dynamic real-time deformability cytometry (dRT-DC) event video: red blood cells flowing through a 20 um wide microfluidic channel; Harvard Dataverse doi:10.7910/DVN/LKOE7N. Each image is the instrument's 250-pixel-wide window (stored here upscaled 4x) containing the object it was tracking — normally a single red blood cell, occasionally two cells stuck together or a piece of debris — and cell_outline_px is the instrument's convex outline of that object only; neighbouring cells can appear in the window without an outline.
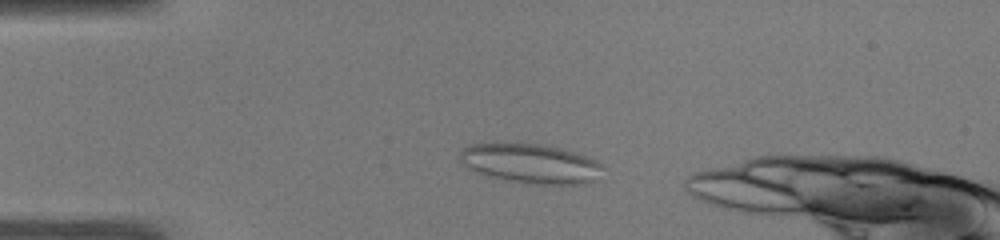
{"species": "common noctule bat (a hibernating species)", "species_latin": "Nyctalus noctula", "temperature_condition": "warm", "stored_images_in_passage": 38, "camera_frame_rate_fps": 3000, "um_per_image_px": 0.085, "animal": {"sex": "male", "body_mass_g": 19.0, "forearm_length_mm": 50.8}, "frame": {"image": 1, "passage_image": 5, "time_ms": 1.333, "image_size_px": [1000, 240], "cell_outline_px": [[604, 180], [580, 184], [532, 184], [484, 176], [472, 172], [460, 164], [460, 152], [468, 144], [540, 144], [560, 148], [596, 160], [600, 164]], "centroid_in_image_um": [45.1, 13.93], "position_along_channel_um": 39.9, "area_um2": 33.18}}
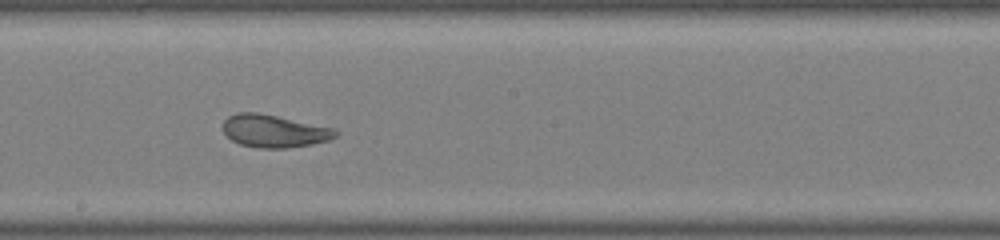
{"frame": {"image": 2, "passage_image": 21, "time_ms": 6.667, "image_size_px": [1000, 240], "cell_outline_px": [[340, 132], [336, 136], [328, 140], [312, 144], [288, 148], [256, 148], [240, 144], [232, 140], [224, 132], [224, 120], [228, 116], [236, 112], [256, 112], [276, 116], [332, 128]], "centroid_in_image_um": [23.28, 11.14], "position_along_channel_um": 224.9, "area_um2": 21.21}}
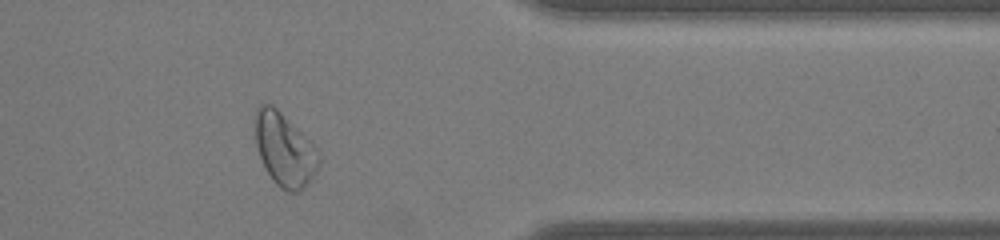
{"frame": {"image": 3, "passage_image": 34, "time_ms": 11.0, "image_size_px": [1000, 240], "cell_outline_px": [[320, 160], [316, 172], [304, 188], [296, 192], [288, 192], [280, 188], [272, 180], [260, 156], [256, 144], [256, 108], [260, 104], [272, 104], [316, 148]], "centroid_in_image_um": [24.18, 12.75], "position_along_channel_um": 387.2, "area_um2": 26.41}, "authors_computed_cell_mechanics": {"area_um2": 23.0911, "velocity_mm_per_s": 4.0635, "shape_relaxation_time_tau1_ms": null, "shape_relaxation_time_tau2_ms": 1.3261, "deformation_change_tau1": null, "deformation_change_tau2": 0.0832}}